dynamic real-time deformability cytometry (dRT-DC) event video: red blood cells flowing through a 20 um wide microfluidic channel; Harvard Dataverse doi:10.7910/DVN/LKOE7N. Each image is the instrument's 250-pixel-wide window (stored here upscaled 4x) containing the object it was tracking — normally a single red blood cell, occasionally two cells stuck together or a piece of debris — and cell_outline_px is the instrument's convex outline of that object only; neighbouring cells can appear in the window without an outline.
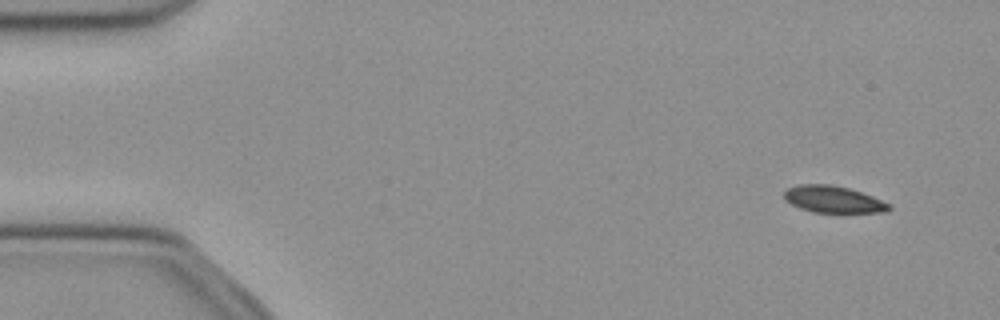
{"species": "common noctule bat (a hibernating species)", "species_latin": "Nyctalus noctula", "temperature_condition": "cold", "stored_images_in_passage": 51, "camera_frame_rate_fps": 3000, "um_per_image_px": 0.085, "animal": {"sex": "female", "body_mass_g": 21.9}, "frame": {"image": 1, "passage_image": 3, "time_ms": 0.667, "image_size_px": [1000, 320], "cell_outline_px": [[892, 208], [888, 212], [812, 212], [800, 208], [784, 200], [784, 192], [788, 188], [800, 184], [832, 184], [848, 188], [872, 196], [892, 204]], "centroid_in_image_um": [70.84, 16.94], "position_along_channel_um": 14.2, "area_um2": 16.42}}
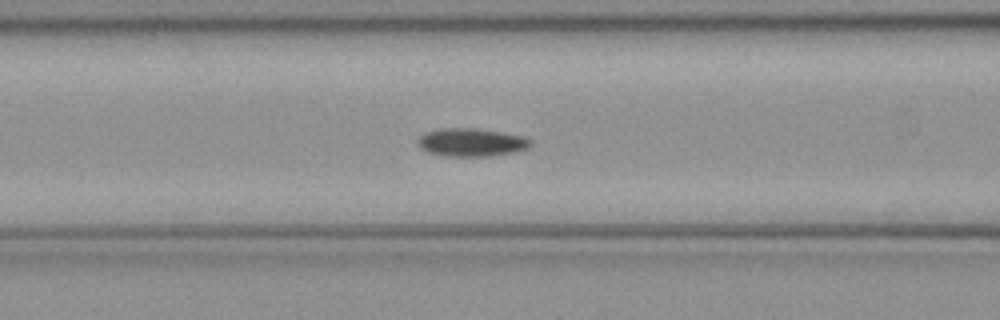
{"frame": {"image": 2, "passage_image": 20, "time_ms": 6.333, "image_size_px": [1000, 320], "cell_outline_px": [[532, 144], [528, 148], [516, 152], [488, 156], [444, 156], [428, 152], [420, 148], [416, 144], [416, 140], [424, 132], [440, 128], [476, 128], [524, 136], [532, 140]], "centroid_in_image_um": [40.04, 12.1], "position_along_channel_um": 126.6, "area_um2": 18.73}}
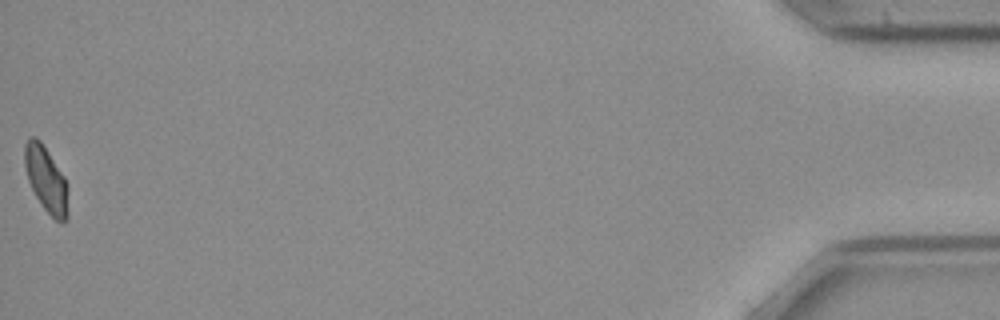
{"frame": {"image": 3, "passage_image": 51, "time_ms": 16.667, "image_size_px": [1000, 320], "cell_outline_px": [[68, 216], [64, 224], [60, 224], [44, 208], [36, 196], [28, 180], [24, 164], [24, 144], [32, 136], [36, 136], [40, 140], [64, 176], [68, 184]], "centroid_in_image_um": [3.94, 15.27], "position_along_channel_um": 431.3, "area_um2": 16.7}, "authors_computed_cell_mechanics": {"area_um2": 17.7446, "velocity_mm_per_s": 3.9588, "shape_relaxation_time_tau1_ms": 5.0488, "shape_relaxation_time_tau2_ms": null, "deformation_change_tau1": 0.1137, "deformation_change_tau2": null}}